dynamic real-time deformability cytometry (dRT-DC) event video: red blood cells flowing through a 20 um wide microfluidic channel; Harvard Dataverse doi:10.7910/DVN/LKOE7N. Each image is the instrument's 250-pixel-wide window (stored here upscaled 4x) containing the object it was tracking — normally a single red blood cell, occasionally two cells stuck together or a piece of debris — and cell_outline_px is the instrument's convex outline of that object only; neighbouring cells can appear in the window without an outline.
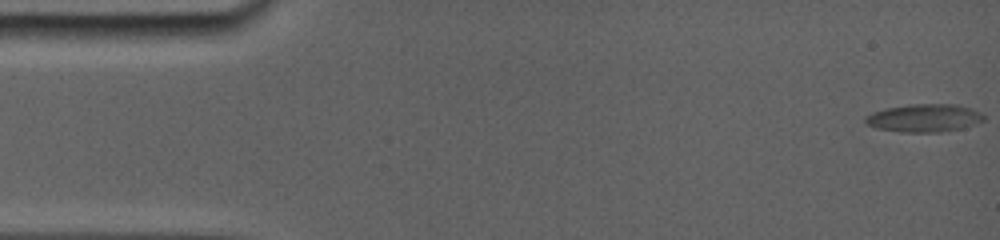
{"species": "common noctule bat (a hibernating species)", "species_latin": "Nyctalus noctula", "temperature_condition": "room temperature", "stored_images_in_passage": 10, "camera_frame_rate_fps": 5000, "um_per_image_px": 0.085, "animal": {"sex": "female", "body_mass_g": 19.0, "forearm_length_mm": 56.7}, "frame": {"image": 1, "passage_image": 1, "time_ms": 0.0, "image_size_px": [1000, 240], "cell_outline_px": [[984, 116], [980, 120], [956, 128], [924, 132], [908, 132], [880, 128], [868, 124], [864, 120], [868, 116], [876, 112], [888, 108], [912, 104], [952, 104], [968, 108]], "centroid_in_image_um": [78.48, 10.0], "position_along_channel_um": 6.5, "area_um2": 17.8}}
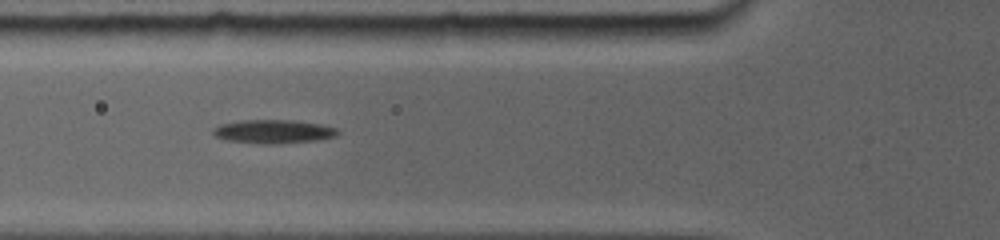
{"frame": {"image": 2, "passage_image": 7, "time_ms": 5.8, "image_size_px": [1000, 240], "cell_outline_px": [[336, 132], [332, 136], [312, 140], [228, 140], [216, 136], [212, 132], [216, 128], [224, 124], [244, 120], [288, 120], [316, 124], [336, 128]], "centroid_in_image_um": [23.2, 11.1], "position_along_channel_um": 102.6, "area_um2": 14.91}}
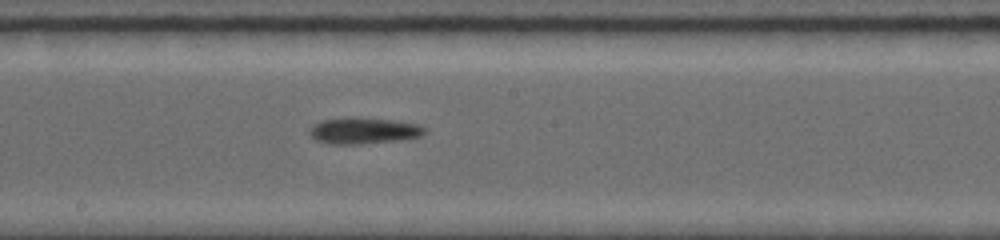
{"frame": {"image": 3, "passage_image": 10, "time_ms": 8.8, "image_size_px": [1000, 240], "cell_outline_px": [[424, 132], [420, 136], [392, 140], [360, 144], [332, 144], [316, 140], [312, 136], [312, 128], [320, 120], [352, 116], [392, 120], [416, 124], [424, 128]], "centroid_in_image_um": [30.87, 11.09], "position_along_channel_um": 217.3, "area_um2": 17.17}}